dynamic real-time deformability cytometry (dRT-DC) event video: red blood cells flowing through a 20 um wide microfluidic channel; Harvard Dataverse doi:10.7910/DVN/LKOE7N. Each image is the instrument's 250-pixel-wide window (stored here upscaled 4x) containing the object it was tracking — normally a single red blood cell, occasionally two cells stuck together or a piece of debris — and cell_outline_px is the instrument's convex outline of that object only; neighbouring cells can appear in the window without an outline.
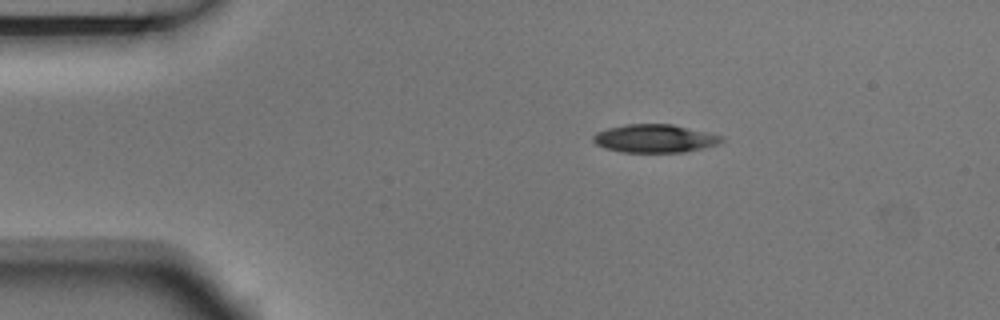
{"species": "Egyptian fruit bat (a non-hibernating species)", "species_latin": "Rousettus aegyptiacus", "temperature_condition": "room temperature", "stored_images_in_passage": 6, "camera_frame_rate_fps": 3000, "um_per_image_px": 0.085, "animal": {"sex": "male"}, "frame": {"image": 1, "passage_image": 3, "time_ms": 0.667, "image_size_px": [1000, 320], "cell_outline_px": [[724, 140], [716, 144], [684, 152], [620, 152], [604, 148], [596, 144], [592, 140], [592, 136], [596, 132], [608, 128], [628, 124], [672, 124], [724, 136]], "centroid_in_image_um": [55.61, 11.77], "position_along_channel_um": 29.4, "area_um2": 20.98}}
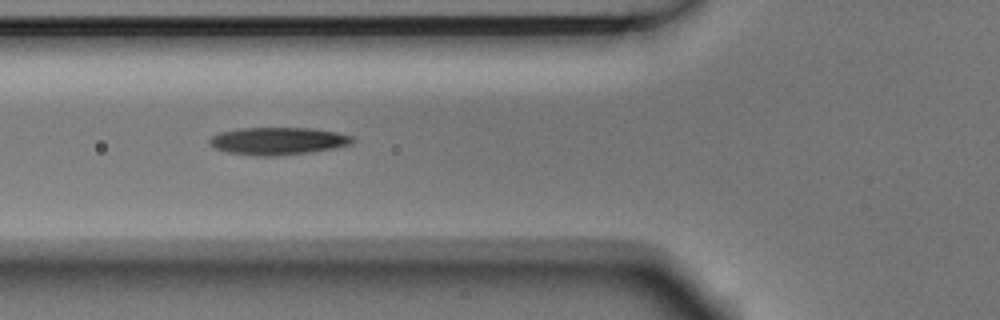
{"frame": {"image": 2, "passage_image": 5, "time_ms": 1.333, "image_size_px": [1000, 320], "cell_outline_px": [[356, 140], [352, 144], [336, 148], [308, 152], [276, 156], [252, 156], [224, 152], [212, 148], [208, 144], [208, 140], [212, 136], [220, 132], [240, 128], [308, 128], [336, 132], [352, 136]], "centroid_in_image_um": [23.58, 12.0], "position_along_channel_um": 102.2, "area_um2": 23.18}}
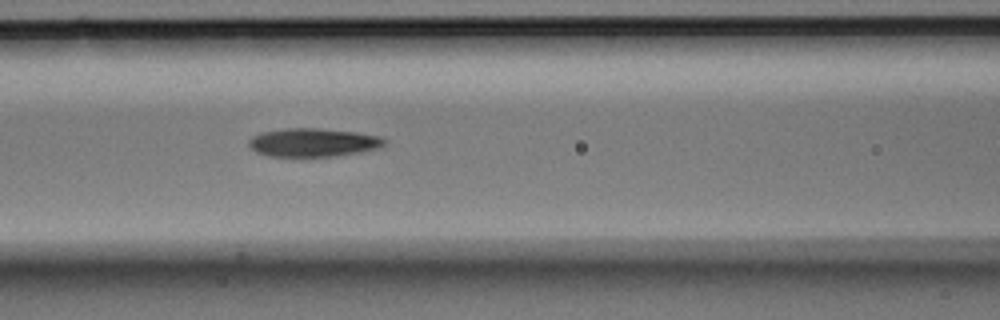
{"frame": {"image": 3, "passage_image": 6, "time_ms": 1.667, "image_size_px": [1000, 320], "cell_outline_px": [[388, 140], [380, 148], [360, 152], [332, 156], [268, 156], [256, 152], [248, 144], [248, 140], [252, 136], [260, 132], [284, 128], [320, 128], [356, 132], [380, 136]], "centroid_in_image_um": [26.61, 12.1], "position_along_channel_um": 140.0, "area_um2": 22.6}}